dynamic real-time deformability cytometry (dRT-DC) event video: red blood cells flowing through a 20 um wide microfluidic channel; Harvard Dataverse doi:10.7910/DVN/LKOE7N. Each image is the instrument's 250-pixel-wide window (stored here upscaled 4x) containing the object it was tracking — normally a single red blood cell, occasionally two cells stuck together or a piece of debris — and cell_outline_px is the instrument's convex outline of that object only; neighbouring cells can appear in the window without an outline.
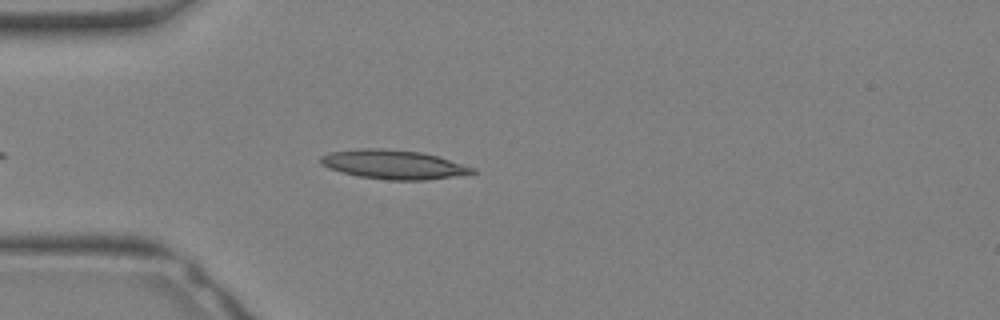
{"species": "Egyptian fruit bat (a non-hibernating species)", "species_latin": "Rousettus aegyptiacus", "temperature_condition": "warm", "stored_images_in_passage": 25, "camera_frame_rate_fps": 3000, "um_per_image_px": 0.085, "animal": {"sex": "female"}, "frame": {"image": 1, "passage_image": 3, "time_ms": 0.667, "image_size_px": [1000, 320], "cell_outline_px": [[476, 172], [452, 176], [424, 180], [388, 180], [360, 176], [328, 168], [320, 164], [320, 156], [332, 152], [360, 148], [384, 148], [420, 152], [436, 156], [476, 168]], "centroid_in_image_um": [33.42, 13.97], "position_along_channel_um": 51.6, "area_um2": 25.37}}
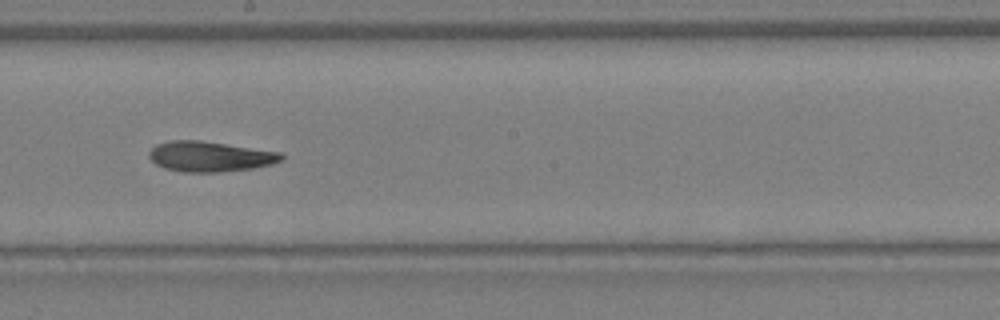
{"frame": {"image": 2, "passage_image": 12, "time_ms": 3.667, "image_size_px": [1000, 320], "cell_outline_px": [[284, 156], [280, 160], [272, 164], [252, 168], [216, 172], [180, 172], [164, 168], [156, 164], [148, 156], [148, 152], [156, 144], [168, 140], [200, 140], [280, 152]], "centroid_in_image_um": [17.79, 13.3], "position_along_channel_um": 230.4, "area_um2": 23.29}}
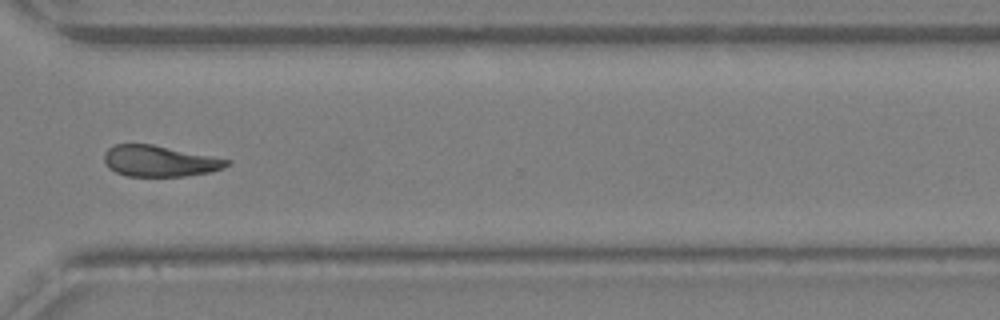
{"frame": {"image": 3, "passage_image": 18, "time_ms": 5.667, "image_size_px": [1000, 320], "cell_outline_px": [[232, 160], [224, 168], [208, 172], [184, 176], [128, 176], [116, 172], [108, 168], [104, 160], [104, 152], [108, 148], [116, 144], [152, 144]], "centroid_in_image_um": [13.54, 13.68], "position_along_channel_um": 357.1, "area_um2": 22.08}}